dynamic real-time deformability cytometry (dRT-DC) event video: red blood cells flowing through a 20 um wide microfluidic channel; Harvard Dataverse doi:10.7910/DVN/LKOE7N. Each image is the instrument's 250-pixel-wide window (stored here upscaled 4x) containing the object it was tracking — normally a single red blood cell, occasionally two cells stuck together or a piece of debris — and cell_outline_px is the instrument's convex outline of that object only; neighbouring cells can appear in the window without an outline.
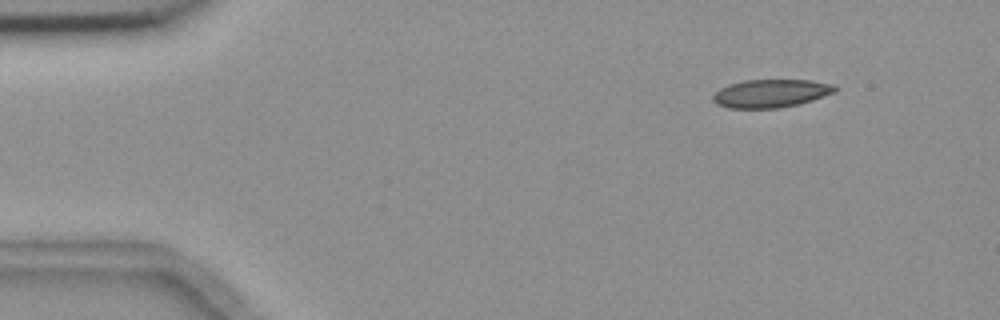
{"species": "common noctule bat (a hibernating species)", "species_latin": "Nyctalus noctula", "temperature_condition": "room temperature", "stored_images_in_passage": 4, "camera_frame_rate_fps": 3000, "um_per_image_px": 0.085, "animal": {"sex": "female", "body_mass_g": 18.4}, "frame": {"image": 1, "passage_image": 1, "time_ms": 0.0, "image_size_px": [1000, 320], "cell_outline_px": [[836, 92], [800, 104], [776, 108], [728, 108], [716, 104], [712, 100], [712, 96], [720, 88], [728, 84], [744, 80], [812, 80], [836, 84]], "centroid_in_image_um": [65.53, 7.93], "position_along_channel_um": 19.5, "area_um2": 20.17}}
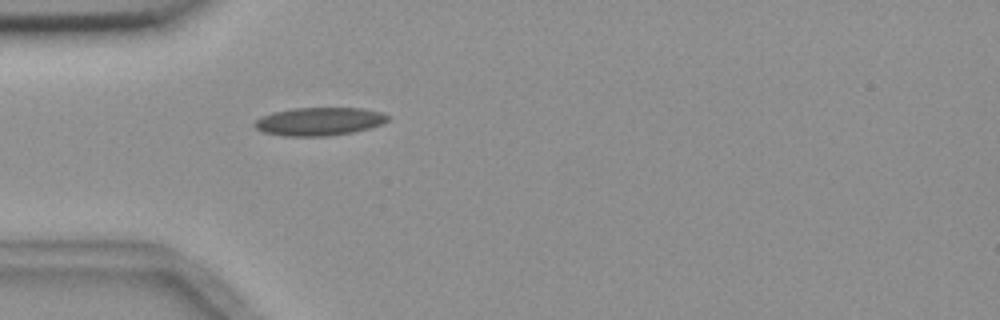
{"frame": {"image": 2, "passage_image": 4, "time_ms": 3.333, "image_size_px": [1000, 320], "cell_outline_px": [[392, 116], [384, 124], [352, 132], [328, 136], [284, 136], [264, 132], [256, 128], [252, 124], [260, 116], [272, 112], [292, 108], [364, 108], [384, 112]], "centroid_in_image_um": [27.16, 10.31], "position_along_channel_um": 57.8, "area_um2": 22.14}}